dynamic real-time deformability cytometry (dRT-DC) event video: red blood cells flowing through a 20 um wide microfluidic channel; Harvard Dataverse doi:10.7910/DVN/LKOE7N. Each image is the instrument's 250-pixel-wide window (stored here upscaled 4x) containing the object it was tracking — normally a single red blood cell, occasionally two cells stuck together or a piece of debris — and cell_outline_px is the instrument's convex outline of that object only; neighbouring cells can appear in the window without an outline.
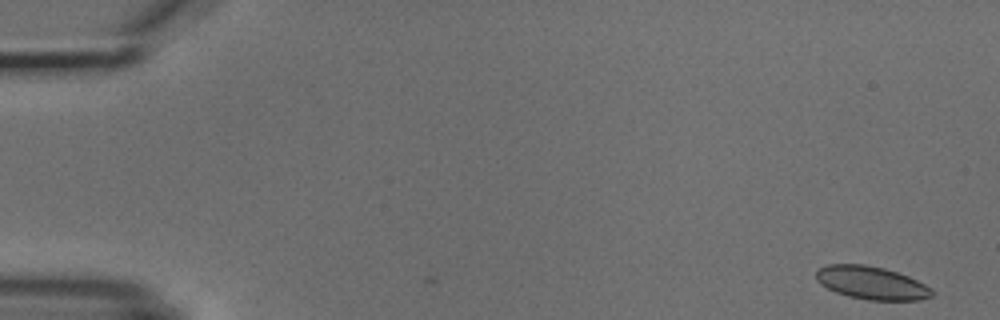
{"species": "common noctule bat (a hibernating species)", "species_latin": "Nyctalus noctula", "temperature_condition": "cold", "stored_images_in_passage": 4, "camera_frame_rate_fps": 3000, "um_per_image_px": 0.085, "animal": {"sex": "male", "body_mass_g": 18.8}, "frame": {"image": 1, "passage_image": 1, "time_ms": 0.0, "image_size_px": [1000, 320], "cell_outline_px": [[932, 296], [920, 300], [868, 300], [848, 296], [836, 292], [820, 284], [816, 280], [816, 272], [820, 268], [828, 264], [864, 264], [884, 268], [908, 276], [932, 288]], "centroid_in_image_um": [74.06, 24.04], "position_along_channel_um": 10.9, "area_um2": 22.2}}
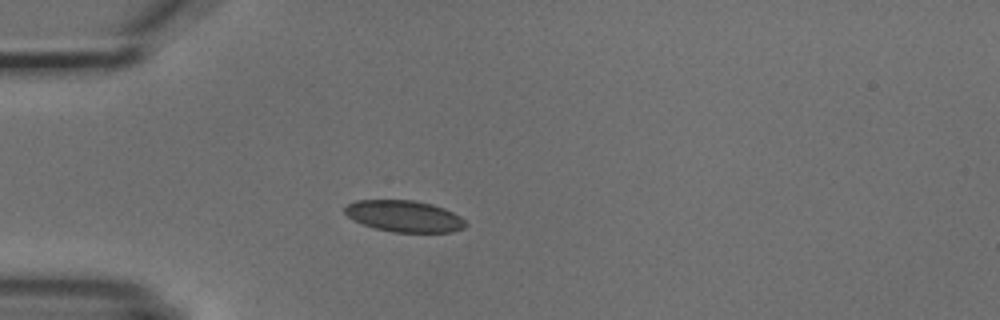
{"frame": {"image": 2, "passage_image": 4, "time_ms": 4.333, "image_size_px": [1000, 320], "cell_outline_px": [[468, 224], [464, 228], [452, 232], [392, 232], [376, 228], [352, 220], [344, 212], [344, 208], [348, 204], [356, 200], [412, 200], [432, 204], [444, 208], [460, 216]], "centroid_in_image_um": [34.37, 18.37], "position_along_channel_um": 50.6, "area_um2": 22.14}}